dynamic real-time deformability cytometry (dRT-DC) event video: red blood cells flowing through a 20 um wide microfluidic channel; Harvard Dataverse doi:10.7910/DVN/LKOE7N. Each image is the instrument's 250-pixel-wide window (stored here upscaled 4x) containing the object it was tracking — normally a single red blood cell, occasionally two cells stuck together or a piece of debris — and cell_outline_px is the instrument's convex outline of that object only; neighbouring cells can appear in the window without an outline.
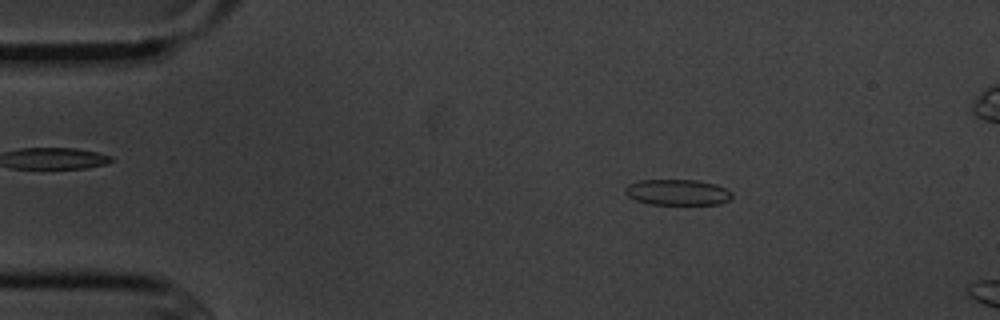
{"species": "common noctule bat (a hibernating species)", "species_latin": "Nyctalus noctula", "temperature_condition": "cold", "stored_images_in_passage": 5, "camera_frame_rate_fps": 3000, "um_per_image_px": 0.085, "animal": {"sex": "male", "body_mass_g": 20.1, "forearm_length_mm": 53.5}, "frame": {"image": 1, "passage_image": 3, "time_ms": 2.333, "image_size_px": [1000, 320], "cell_outline_px": [[732, 196], [728, 200], [720, 204], [648, 204], [636, 200], [628, 196], [624, 192], [624, 188], [628, 184], [640, 180], [696, 180], [716, 184], [732, 192]], "centroid_in_image_um": [57.56, 16.34], "position_along_channel_um": 27.4, "area_um2": 16.07}}